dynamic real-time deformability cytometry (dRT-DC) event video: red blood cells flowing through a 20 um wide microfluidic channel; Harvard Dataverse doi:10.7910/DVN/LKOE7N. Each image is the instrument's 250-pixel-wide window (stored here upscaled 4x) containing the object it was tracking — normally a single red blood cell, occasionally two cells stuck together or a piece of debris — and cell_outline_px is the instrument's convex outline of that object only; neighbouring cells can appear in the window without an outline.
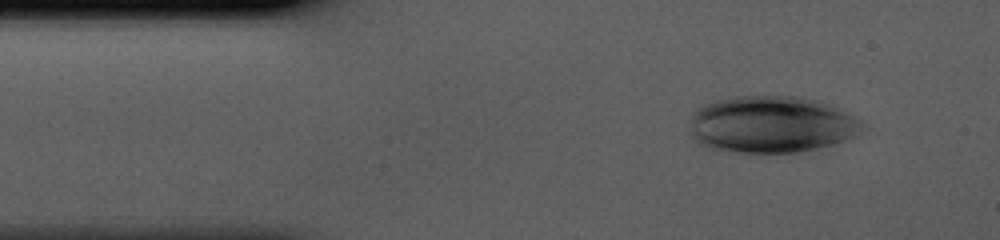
{"species": "human", "species_latin": "Homo sapiens", "temperature_condition": "cold", "stored_images_in_passage": 39, "camera_frame_rate_fps": 3000, "um_per_image_px": 0.085, "donor": {"sex": "male"}, "frame": {"image": 1, "passage_image": 1, "time_ms": 0.0, "image_size_px": [1000, 240], "cell_outline_px": [[868, 128], [856, 136], [832, 144], [800, 152], [736, 152], [704, 148], [696, 144], [688, 132], [692, 116], [704, 104], [716, 100], [736, 96], [796, 96], [816, 100], [836, 108], [852, 116]], "centroid_in_image_um": [65.51, 10.59], "position_along_channel_um": 19.5, "area_um2": 57.34}}
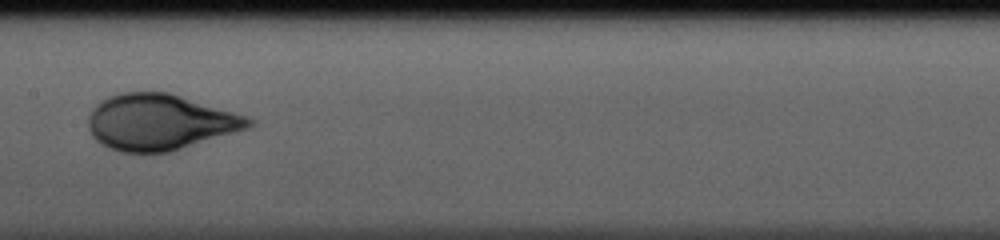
{"frame": {"image": 2, "passage_image": 17, "time_ms": 5.333, "image_size_px": [1000, 240], "cell_outline_px": [[256, 124], [248, 128], [168, 152], [120, 152], [108, 148], [100, 144], [92, 136], [88, 128], [88, 116], [92, 108], [100, 100], [108, 96], [120, 92], [168, 92], [248, 116], [256, 120]], "centroid_in_image_um": [13.56, 10.37], "position_along_channel_um": 193.8, "area_um2": 52.37}}
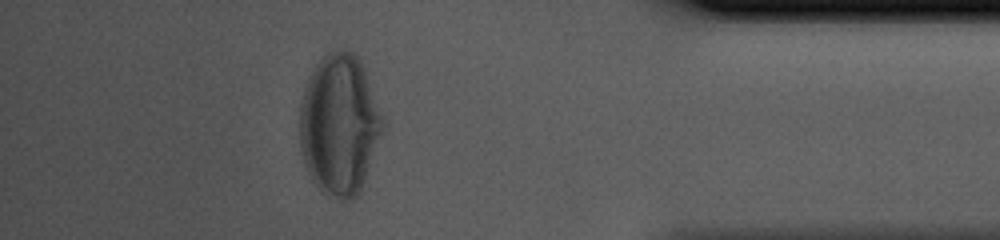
{"frame": {"image": 3, "passage_image": 34, "time_ms": 11.0, "image_size_px": [1000, 240], "cell_outline_px": [[384, 128], [360, 192], [352, 200], [344, 200], [328, 192], [316, 184], [312, 180], [304, 164], [300, 148], [300, 104], [304, 88], [316, 64], [328, 52], [340, 48], [344, 48], [352, 52], [360, 60], [364, 68], [384, 120]], "centroid_in_image_um": [28.85, 10.56], "position_along_channel_um": 406.3, "area_um2": 67.63}}